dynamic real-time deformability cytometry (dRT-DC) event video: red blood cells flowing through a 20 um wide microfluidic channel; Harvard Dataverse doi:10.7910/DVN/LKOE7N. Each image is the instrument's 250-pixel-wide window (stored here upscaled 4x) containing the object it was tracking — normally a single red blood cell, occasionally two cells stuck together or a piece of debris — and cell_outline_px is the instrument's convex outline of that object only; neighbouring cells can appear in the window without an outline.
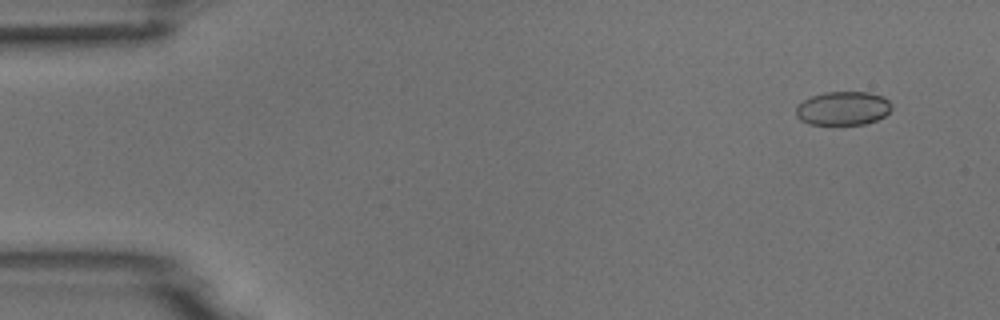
{"species": "common noctule bat (a hibernating species)", "species_latin": "Nyctalus noctula", "temperature_condition": "room temperature", "stored_images_in_passage": 4, "camera_frame_rate_fps": 3000, "um_per_image_px": 0.085, "animal": {"sex": "male", "body_mass_g": 18.8}, "frame": {"image": 1, "passage_image": 1, "time_ms": 0.0, "image_size_px": [1000, 320], "cell_outline_px": [[892, 108], [884, 116], [876, 120], [864, 124], [808, 124], [800, 120], [796, 116], [796, 108], [804, 100], [812, 96], [824, 92], [868, 92], [880, 96], [888, 100], [892, 104]], "centroid_in_image_um": [71.65, 9.21], "position_along_channel_um": 13.4, "area_um2": 18.67}}
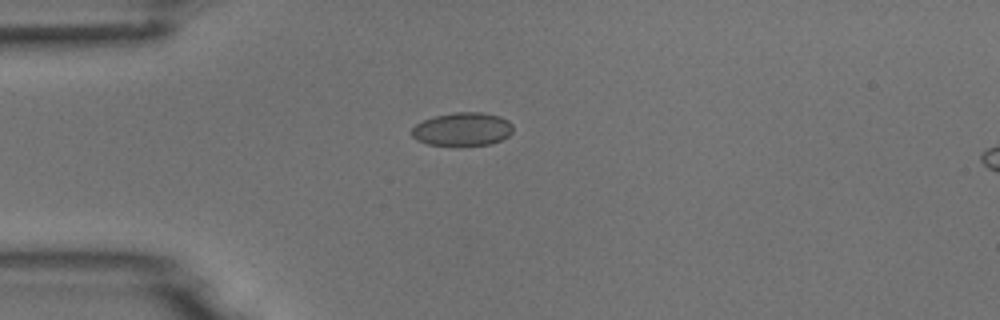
{"frame": {"image": 2, "passage_image": 4, "time_ms": 3.333, "image_size_px": [1000, 320], "cell_outline_px": [[512, 132], [508, 136], [492, 144], [460, 148], [428, 144], [416, 140], [412, 136], [412, 128], [416, 124], [432, 116], [456, 112], [480, 112], [500, 116], [508, 120], [512, 124]], "centroid_in_image_um": [39.3, 11.02], "position_along_channel_um": 45.7, "area_um2": 20.35}}